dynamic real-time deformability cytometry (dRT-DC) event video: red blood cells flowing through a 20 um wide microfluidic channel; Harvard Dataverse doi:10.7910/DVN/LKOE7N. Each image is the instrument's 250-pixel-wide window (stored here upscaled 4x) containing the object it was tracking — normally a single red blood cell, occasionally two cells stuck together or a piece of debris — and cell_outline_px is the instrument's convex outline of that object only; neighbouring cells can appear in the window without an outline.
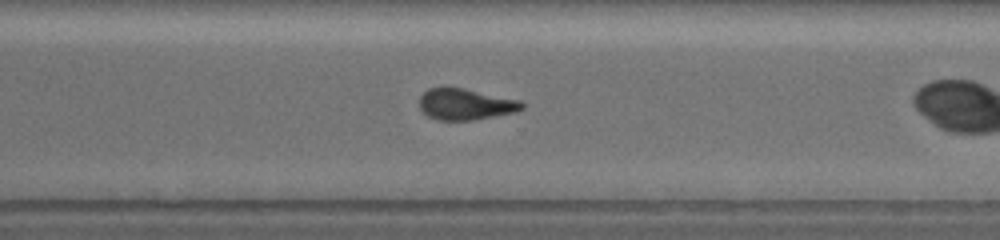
{"species": "common noctule bat (a hibernating species)", "species_latin": "Nyctalus noctula", "temperature_condition": "warm", "stored_images_in_passage": 21, "segment_of_instrument_passage": [2, 2], "camera_frame_rate_fps": 3000, "um_per_image_px": 0.085, "animal": {"sex": "female", "body_mass_g": 19.5, "forearm_length_mm": 54.1}, "frame": {"image": 1, "passage_image": 18, "time_ms": 9.333, "image_size_px": [1000, 240], "cell_outline_px": [[524, 108], [516, 112], [472, 120], [440, 120], [428, 116], [420, 108], [420, 96], [428, 88], [444, 84], [464, 88], [520, 100], [524, 104]], "centroid_in_image_um": [39.54, 8.82], "position_along_channel_um": 331.1, "area_um2": 19.02}}